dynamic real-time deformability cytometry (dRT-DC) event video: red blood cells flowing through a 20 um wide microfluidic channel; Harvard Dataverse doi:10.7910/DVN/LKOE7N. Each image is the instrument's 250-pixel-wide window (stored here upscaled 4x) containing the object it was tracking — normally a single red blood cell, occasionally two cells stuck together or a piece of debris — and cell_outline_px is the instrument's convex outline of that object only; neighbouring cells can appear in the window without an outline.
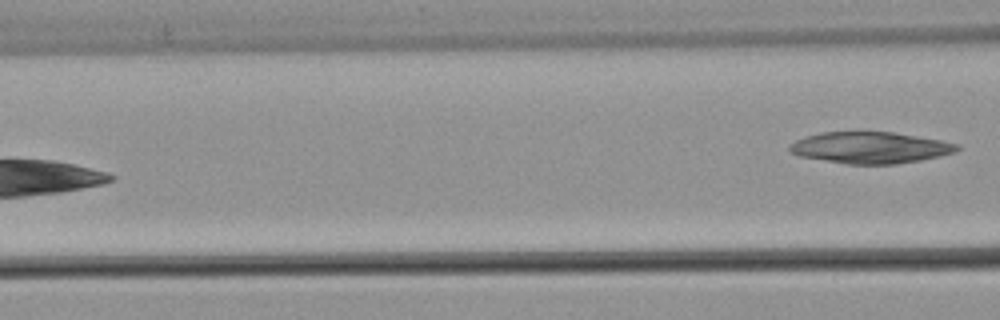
{"species": "common noctule bat (a hibernating species)", "species_latin": "Nyctalus noctula", "temperature_condition": "warm", "stored_images_in_passage": 5, "camera_frame_rate_fps": 3000, "um_per_image_px": 0.085, "animal": {"sex": "male", "body_mass_g": 21.5, "forearm_length_mm": 52.0}, "frame": {"image": 1, "passage_image": 5, "time_ms": 1.333, "image_size_px": [1000, 320], "cell_outline_px": [[960, 148], [956, 152], [940, 156], [920, 160], [896, 164], [848, 164], [800, 156], [792, 152], [788, 148], [796, 140], [804, 136], [820, 132], [856, 128], [860, 128], [892, 132], [940, 140], [956, 144]], "centroid_in_image_um": [73.93, 12.5], "position_along_channel_um": 92.7, "area_um2": 31.5}}